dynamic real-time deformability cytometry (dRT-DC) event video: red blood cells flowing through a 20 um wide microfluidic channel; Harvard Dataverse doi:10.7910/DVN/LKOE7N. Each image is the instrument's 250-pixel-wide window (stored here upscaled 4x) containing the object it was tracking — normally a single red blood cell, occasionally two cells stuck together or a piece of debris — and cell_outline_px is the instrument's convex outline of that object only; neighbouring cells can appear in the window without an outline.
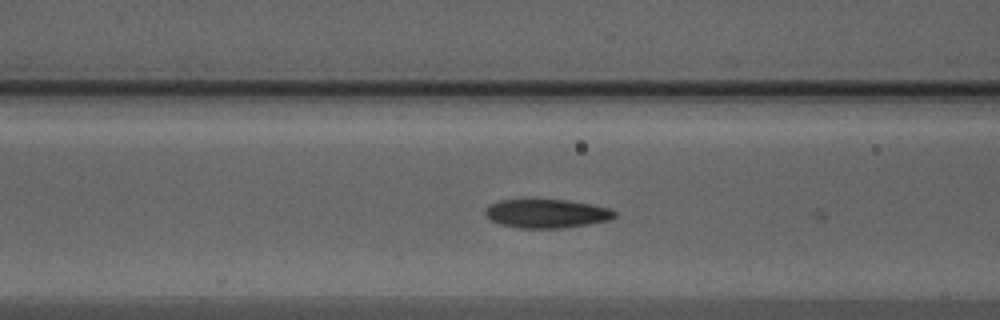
{"species": "Egyptian fruit bat (a non-hibernating species)", "species_latin": "Rousettus aegyptiacus", "temperature_condition": "warm", "stored_images_in_passage": 4, "camera_frame_rate_fps": 3000, "um_per_image_px": 0.085, "animal": {"sex": "male"}, "frame": {"image": 1, "passage_image": 3, "time_ms": 0.667, "image_size_px": [1000, 320], "cell_outline_px": [[616, 216], [608, 220], [588, 224], [560, 228], [520, 228], [500, 224], [492, 220], [484, 212], [484, 208], [488, 204], [500, 200], [568, 200], [612, 208], [616, 212]], "centroid_in_image_um": [46.46, 18.14], "position_along_channel_um": 120.1, "area_um2": 21.62}}